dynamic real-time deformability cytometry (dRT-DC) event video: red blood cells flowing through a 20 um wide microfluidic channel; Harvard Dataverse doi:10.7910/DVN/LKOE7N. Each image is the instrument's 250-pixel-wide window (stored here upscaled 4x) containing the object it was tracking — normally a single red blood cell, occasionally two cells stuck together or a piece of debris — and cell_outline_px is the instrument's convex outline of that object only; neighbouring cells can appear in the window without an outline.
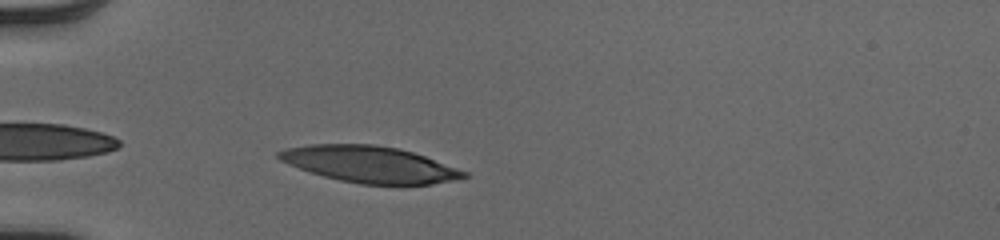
{"species": "human", "species_latin": "Homo sapiens", "temperature_condition": "cold", "stored_images_in_passage": 34, "camera_frame_rate_fps": 3000, "um_per_image_px": 0.085, "donor": {"sex": "male"}, "frame": {"image": 1, "passage_image": 2, "time_ms": 0.333, "image_size_px": [1000, 240], "cell_outline_px": [[468, 176], [452, 180], [432, 184], [360, 184], [340, 180], [324, 176], [288, 164], [280, 160], [276, 156], [276, 152], [284, 148], [308, 144], [372, 144], [400, 148], [424, 156], [468, 172]], "centroid_in_image_um": [31.38, 13.95], "position_along_channel_um": 53.6, "area_um2": 39.02}}
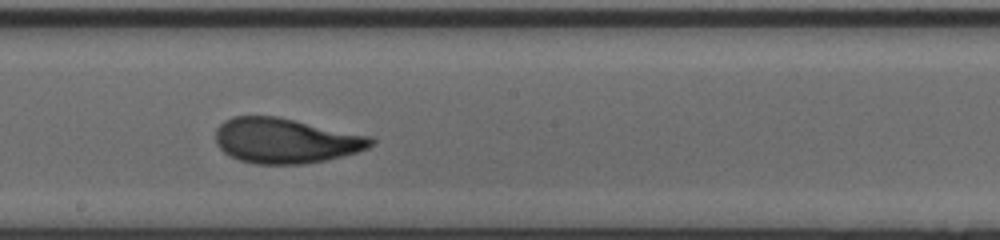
{"frame": {"image": 2, "passage_image": 16, "time_ms": 5.0, "image_size_px": [1000, 240], "cell_outline_px": [[376, 140], [368, 148], [356, 152], [328, 160], [304, 164], [256, 164], [240, 160], [224, 152], [216, 144], [216, 128], [224, 120], [232, 116], [276, 116], [372, 136]], "centroid_in_image_um": [24.28, 11.95], "position_along_channel_um": 223.9, "area_um2": 40.92}}
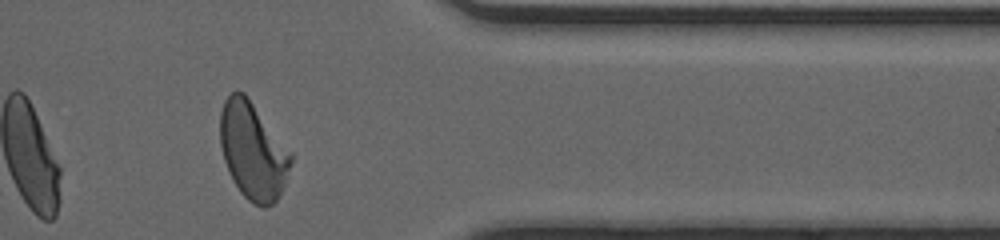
{"frame": {"image": 3, "passage_image": 29, "time_ms": 9.333, "image_size_px": [1000, 240], "cell_outline_px": [[292, 160], [280, 192], [276, 200], [272, 204], [264, 208], [252, 204], [240, 192], [232, 180], [224, 160], [220, 144], [220, 112], [224, 100], [232, 92], [244, 92], [292, 152]], "centroid_in_image_um": [21.48, 12.82], "position_along_channel_um": 389.9, "area_um2": 39.77}, "authors_computed_cell_mechanics": {"area_um2": 40.5756, "velocity_mm_per_s": 4.0694, "shape_relaxation_time_tau1_ms": 3.8576, "shape_relaxation_time_tau2_ms": 1.1898, "deformation_change_tau1": 0.1957, "deformation_change_tau2": 0.0826}}